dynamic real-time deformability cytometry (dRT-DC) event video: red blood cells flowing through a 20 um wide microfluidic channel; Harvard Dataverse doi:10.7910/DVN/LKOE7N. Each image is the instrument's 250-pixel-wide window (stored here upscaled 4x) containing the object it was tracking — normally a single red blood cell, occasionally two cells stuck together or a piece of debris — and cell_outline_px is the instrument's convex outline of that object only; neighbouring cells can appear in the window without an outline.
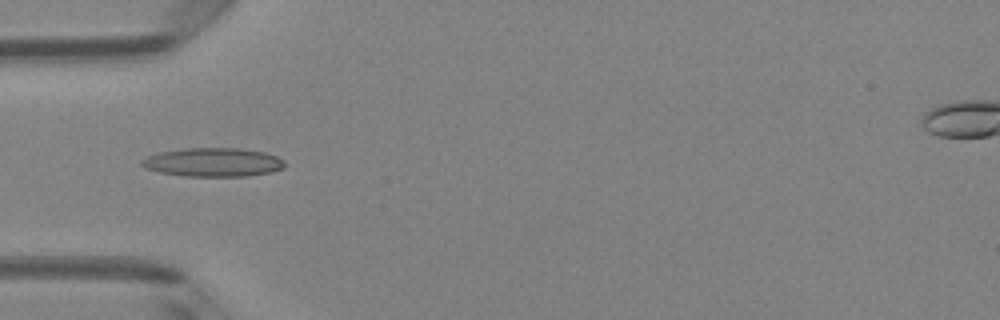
{"species": "Egyptian fruit bat (a non-hibernating species)", "species_latin": "Rousettus aegyptiacus", "temperature_condition": "room temperature", "stored_images_in_passage": 5, "camera_frame_rate_fps": 3000, "um_per_image_px": 0.085, "animal": {"sex": "female"}, "frame": {"image": 1, "passage_image": 5, "time_ms": 1.333, "image_size_px": [1000, 320], "cell_outline_px": [[284, 168], [268, 172], [248, 176], [184, 176], [160, 172], [144, 168], [140, 164], [140, 160], [148, 156], [160, 152], [188, 148], [240, 148], [264, 152], [276, 156], [284, 160]], "centroid_in_image_um": [18.09, 13.79], "position_along_channel_um": 66.9, "area_um2": 23.87}}